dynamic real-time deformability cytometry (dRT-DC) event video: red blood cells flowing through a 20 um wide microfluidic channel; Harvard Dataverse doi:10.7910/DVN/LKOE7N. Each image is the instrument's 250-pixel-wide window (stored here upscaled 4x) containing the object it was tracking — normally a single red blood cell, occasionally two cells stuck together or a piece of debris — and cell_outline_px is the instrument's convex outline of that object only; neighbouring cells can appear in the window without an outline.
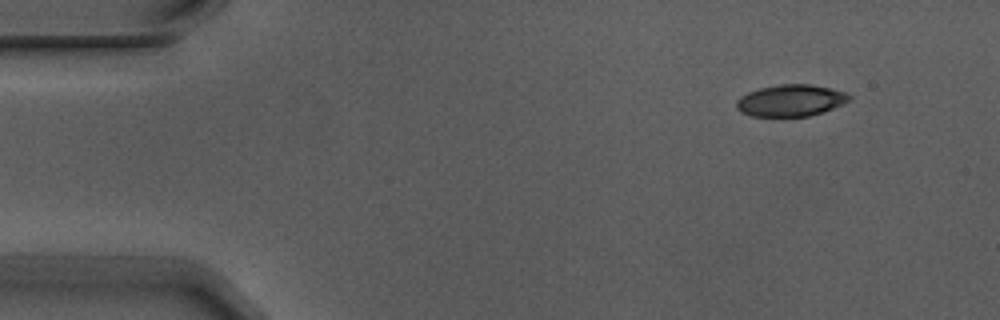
{"species": "Egyptian fruit bat (a non-hibernating species)", "species_latin": "Rousettus aegyptiacus", "temperature_condition": "warm", "stored_images_in_passage": 3, "camera_frame_rate_fps": 3000, "um_per_image_px": 0.085, "animal": {"sex": "male"}, "frame": {"image": 1, "passage_image": 1, "time_ms": 0.0, "image_size_px": [1000, 320], "cell_outline_px": [[852, 100], [824, 112], [808, 116], [752, 116], [740, 112], [736, 108], [736, 100], [740, 96], [748, 92], [760, 88], [780, 84], [808, 84], [828, 88], [844, 92], [852, 96]], "centroid_in_image_um": [67.2, 8.55], "position_along_channel_um": 17.8, "area_um2": 20.87}}